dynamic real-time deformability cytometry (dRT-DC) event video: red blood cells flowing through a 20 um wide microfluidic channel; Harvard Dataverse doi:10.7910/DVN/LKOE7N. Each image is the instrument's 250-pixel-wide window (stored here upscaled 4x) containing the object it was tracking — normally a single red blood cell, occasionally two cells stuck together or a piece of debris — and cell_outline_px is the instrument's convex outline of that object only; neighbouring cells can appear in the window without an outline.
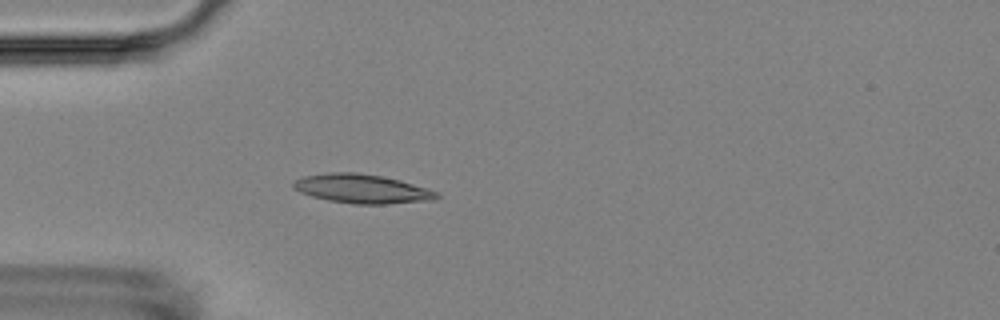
{"species": "Egyptian fruit bat (a non-hibernating species)", "species_latin": "Rousettus aegyptiacus", "temperature_condition": "room temperature", "stored_images_in_passage": 4, "camera_frame_rate_fps": 3000, "um_per_image_px": 0.085, "animal": {"sex": "female"}, "frame": {"image": 1, "passage_image": 4, "time_ms": 3.667, "image_size_px": [1000, 320], "cell_outline_px": [[440, 196], [436, 200], [384, 204], [352, 204], [328, 200], [312, 196], [300, 192], [292, 188], [292, 180], [304, 176], [328, 172], [356, 172], [380, 176], [400, 180], [436, 192]], "centroid_in_image_um": [30.71, 16.04], "position_along_channel_um": 54.3, "area_um2": 24.22}}